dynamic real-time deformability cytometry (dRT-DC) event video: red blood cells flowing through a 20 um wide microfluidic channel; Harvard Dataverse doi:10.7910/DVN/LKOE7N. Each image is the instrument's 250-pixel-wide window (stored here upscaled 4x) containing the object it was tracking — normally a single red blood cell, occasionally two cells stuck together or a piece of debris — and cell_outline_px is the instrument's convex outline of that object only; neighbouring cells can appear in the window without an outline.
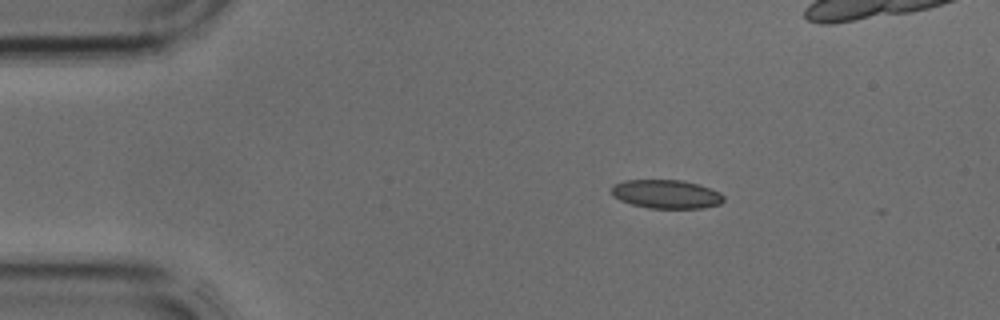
{"species": "common noctule bat (a hibernating species)", "species_latin": "Nyctalus noctula", "temperature_condition": "cold", "stored_images_in_passage": 3, "camera_frame_rate_fps": 3000, "um_per_image_px": 0.085, "animal": {"sex": "male", "body_mass_g": 17.9, "forearm_length_mm": 54.2}, "frame": {"image": 1, "passage_image": 1, "time_ms": 0.0, "image_size_px": [1000, 320], "cell_outline_px": [[724, 200], [720, 204], [704, 208], [648, 208], [632, 204], [620, 200], [612, 196], [612, 188], [616, 184], [624, 180], [684, 180], [720, 192], [724, 196]], "centroid_in_image_um": [56.64, 16.5], "position_along_channel_um": 28.4, "area_um2": 18.67}}